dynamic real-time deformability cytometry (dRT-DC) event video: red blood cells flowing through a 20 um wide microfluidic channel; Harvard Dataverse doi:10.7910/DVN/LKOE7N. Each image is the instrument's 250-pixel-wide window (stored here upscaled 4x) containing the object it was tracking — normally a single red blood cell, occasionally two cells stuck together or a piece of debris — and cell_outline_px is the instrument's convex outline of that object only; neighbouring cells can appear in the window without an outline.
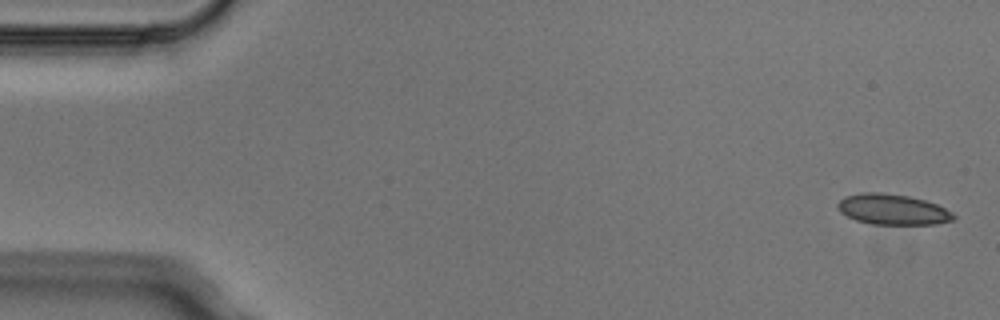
{"species": "Egyptian fruit bat (a non-hibernating species)", "species_latin": "Rousettus aegyptiacus", "temperature_condition": "cold", "stored_images_in_passage": 6, "camera_frame_rate_fps": 3000, "um_per_image_px": 0.085, "animal": {"sex": "male"}, "frame": {"image": 1, "passage_image": 1, "time_ms": 0.0, "image_size_px": [1000, 320], "cell_outline_px": [[956, 220], [936, 224], [872, 224], [856, 220], [840, 212], [836, 204], [844, 196], [864, 192], [880, 192], [908, 196], [924, 200], [936, 204], [952, 212], [956, 216]], "centroid_in_image_um": [75.88, 17.8], "position_along_channel_um": 9.1, "area_um2": 20.63}}
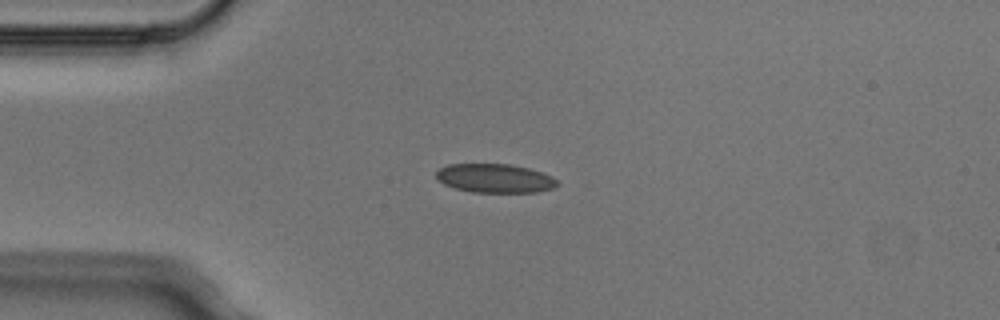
{"frame": {"image": 2, "passage_image": 4, "time_ms": 1.0, "image_size_px": [1000, 320], "cell_outline_px": [[560, 184], [552, 188], [536, 192], [472, 192], [456, 188], [444, 184], [436, 180], [436, 172], [440, 168], [448, 164], [512, 164], [528, 168], [552, 176]], "centroid_in_image_um": [42.05, 15.15], "position_along_channel_um": 43.0, "area_um2": 20.35}}
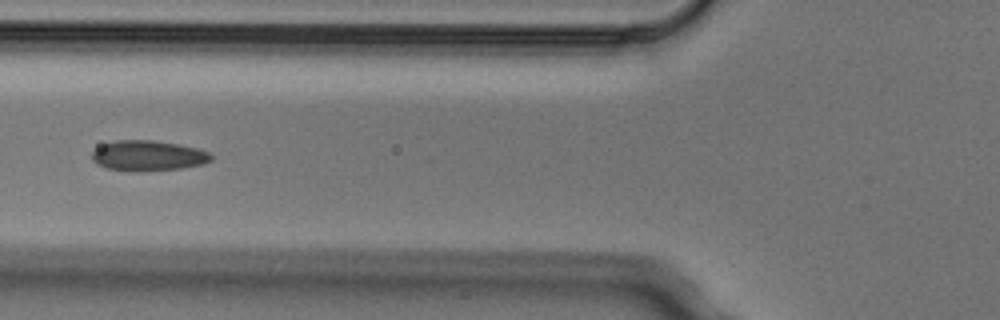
{"frame": {"image": 3, "passage_image": 6, "time_ms": 1.667, "image_size_px": [1000, 320], "cell_outline_px": [[212, 160], [204, 164], [180, 168], [136, 172], [132, 172], [108, 168], [96, 164], [92, 160], [92, 152], [96, 148], [104, 144], [116, 140], [152, 140], [180, 144], [196, 148], [208, 152], [212, 156]], "centroid_in_image_um": [12.57, 13.24], "position_along_channel_um": 113.2, "area_um2": 21.15}}